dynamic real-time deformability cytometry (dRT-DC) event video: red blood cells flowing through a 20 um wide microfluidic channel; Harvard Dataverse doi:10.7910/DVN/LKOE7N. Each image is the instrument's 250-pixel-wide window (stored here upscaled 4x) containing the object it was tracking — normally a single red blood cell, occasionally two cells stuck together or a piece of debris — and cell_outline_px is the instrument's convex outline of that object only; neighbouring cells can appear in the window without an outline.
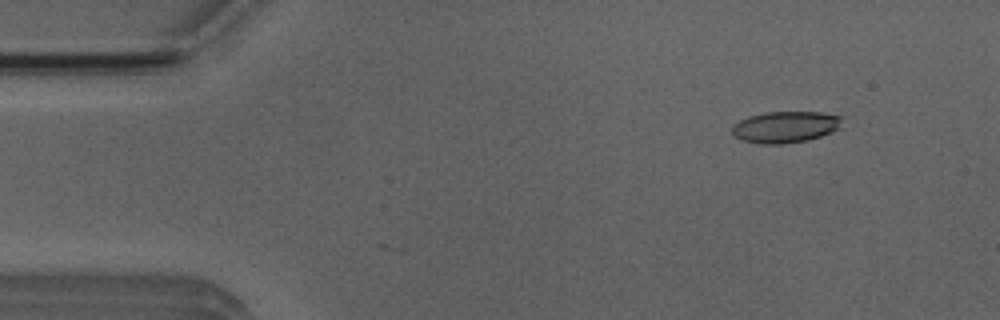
{"species": "Egyptian fruit bat (a non-hibernating species)", "species_latin": "Rousettus aegyptiacus", "temperature_condition": "room temperature", "stored_images_in_passage": 8, "camera_frame_rate_fps": 3000, "um_per_image_px": 0.085, "animal": {"sex": "male"}, "frame": {"image": 1, "passage_image": 6, "time_ms": 1.667, "image_size_px": [1000, 320], "cell_outline_px": [[840, 120], [836, 128], [832, 132], [808, 140], [780, 144], [760, 144], [740, 140], [732, 132], [732, 124], [748, 116], [768, 112], [820, 112], [840, 116]], "centroid_in_image_um": [66.68, 10.8], "position_along_channel_um": 18.3, "area_um2": 19.94}}